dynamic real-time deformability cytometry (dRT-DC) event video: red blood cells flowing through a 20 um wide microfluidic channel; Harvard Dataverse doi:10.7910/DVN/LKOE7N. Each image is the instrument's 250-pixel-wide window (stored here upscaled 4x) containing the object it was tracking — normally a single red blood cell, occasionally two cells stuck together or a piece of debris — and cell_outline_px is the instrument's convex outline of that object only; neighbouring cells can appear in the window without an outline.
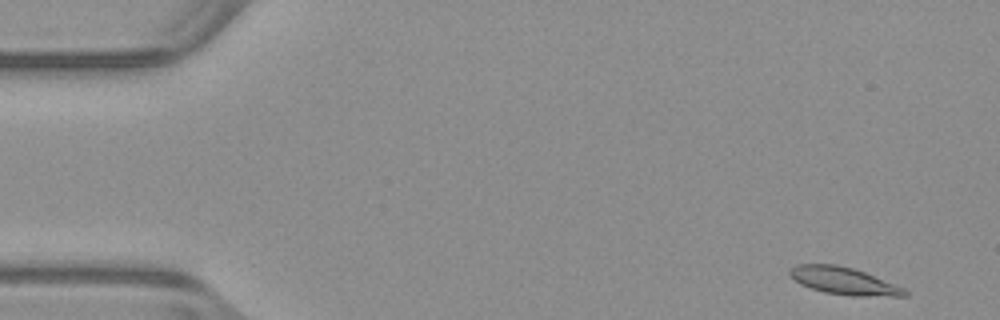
{"species": "common noctule bat (a hibernating species)", "species_latin": "Nyctalus noctula", "temperature_condition": "warm", "stored_images_in_passage": 50, "camera_frame_rate_fps": 3000, "um_per_image_px": 0.085, "animal": {"sex": "male", "body_mass_g": 23.1, "forearm_length_mm": 52.7}, "frame": {"image": 1, "passage_image": 1, "time_ms": 0.0, "image_size_px": [1000, 320], "cell_outline_px": [[908, 296], [852, 296], [824, 292], [800, 284], [788, 272], [796, 264], [836, 264], [852, 268], [864, 272], [904, 288], [908, 292]], "centroid_in_image_um": [71.73, 23.88], "position_along_channel_um": 13.3, "area_um2": 18.03}}
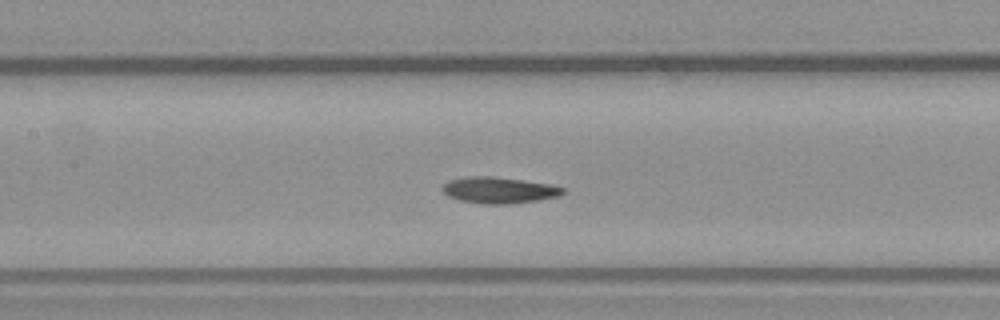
{"frame": {"image": 2, "passage_image": 22, "time_ms": 7.0, "image_size_px": [1000, 320], "cell_outline_px": [[564, 192], [560, 196], [536, 200], [508, 204], [484, 204], [460, 200], [448, 196], [440, 188], [448, 180], [464, 176], [492, 176], [552, 184], [564, 188]], "centroid_in_image_um": [42.39, 16.15], "position_along_channel_um": 165.0, "area_um2": 18.5}}
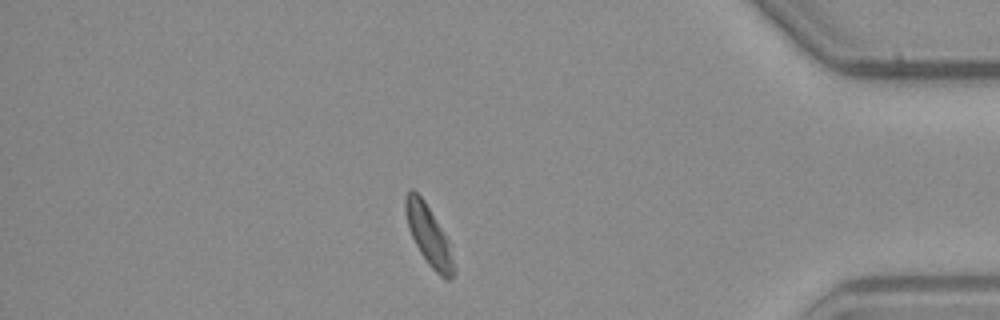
{"frame": {"image": 3, "passage_image": 43, "time_ms": 14.0, "image_size_px": [1000, 320], "cell_outline_px": [[452, 276], [448, 280], [444, 280], [428, 264], [420, 252], [408, 228], [404, 208], [404, 196], [408, 188], [412, 188], [424, 200], [448, 236], [452, 260]], "centroid_in_image_um": [36.4, 19.93], "position_along_channel_um": 398.8, "area_um2": 16.82}}